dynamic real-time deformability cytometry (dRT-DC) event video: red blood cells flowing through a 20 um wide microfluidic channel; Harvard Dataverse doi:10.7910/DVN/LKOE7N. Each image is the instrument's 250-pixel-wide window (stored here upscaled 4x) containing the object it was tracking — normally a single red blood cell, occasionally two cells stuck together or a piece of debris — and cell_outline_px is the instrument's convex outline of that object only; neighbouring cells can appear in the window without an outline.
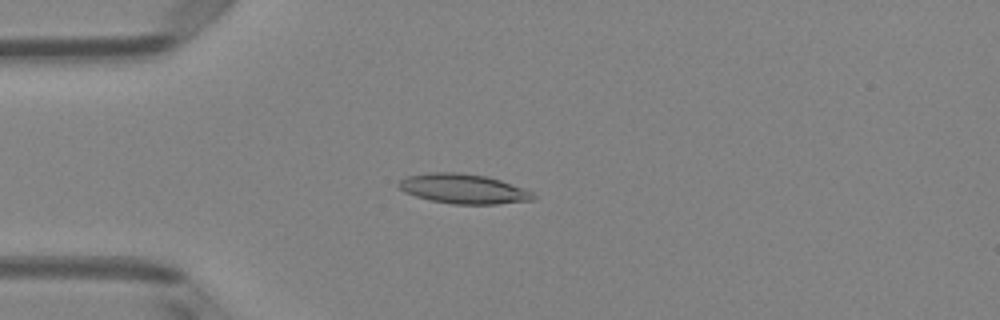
{"species": "Egyptian fruit bat (a non-hibernating species)", "species_latin": "Rousettus aegyptiacus", "temperature_condition": "room temperature", "stored_images_in_passage": 3, "camera_frame_rate_fps": 3000, "um_per_image_px": 0.085, "animal": {"sex": "female"}, "frame": {"image": 1, "passage_image": 3, "time_ms": 0.667, "image_size_px": [1000, 320], "cell_outline_px": [[536, 200], [496, 204], [452, 204], [428, 200], [404, 192], [396, 184], [400, 180], [408, 176], [428, 172], [456, 172], [488, 176], [500, 180], [532, 192], [536, 196]], "centroid_in_image_um": [39.37, 16.05], "position_along_channel_um": 45.6, "area_um2": 23.35}}